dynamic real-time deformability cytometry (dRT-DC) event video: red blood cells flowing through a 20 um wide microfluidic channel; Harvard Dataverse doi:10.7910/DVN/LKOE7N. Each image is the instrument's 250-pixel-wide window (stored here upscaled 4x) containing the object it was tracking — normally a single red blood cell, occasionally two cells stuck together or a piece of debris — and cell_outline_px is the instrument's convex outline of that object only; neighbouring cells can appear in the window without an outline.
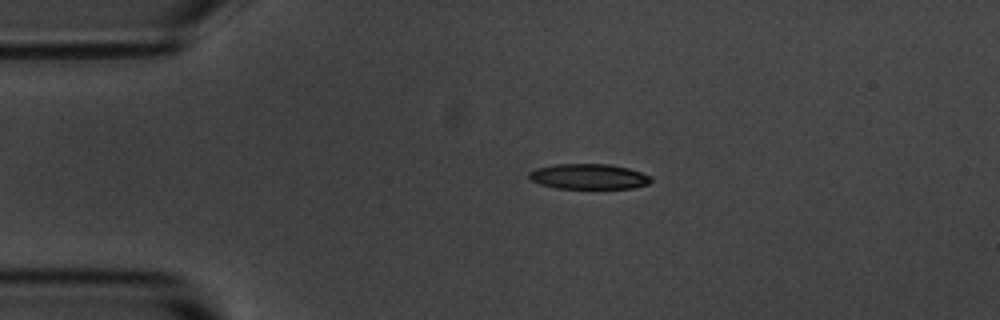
{"species": "common noctule bat (a hibernating species)", "species_latin": "Nyctalus noctula", "temperature_condition": "room temperature", "stored_images_in_passage": 45, "camera_frame_rate_fps": 3000, "um_per_image_px": 0.085, "animal": {"sex": "male", "body_mass_g": 20.1, "forearm_length_mm": 53.5}, "frame": {"image": 1, "passage_image": 1, "time_ms": 0.0, "image_size_px": [1000, 320], "cell_outline_px": [[652, 180], [648, 184], [632, 188], [556, 188], [540, 184], [532, 180], [528, 176], [528, 172], [536, 168], [552, 164], [612, 164], [628, 168], [652, 176]], "centroid_in_image_um": [50.04, 14.99], "position_along_channel_um": 35.0, "area_um2": 18.03}}
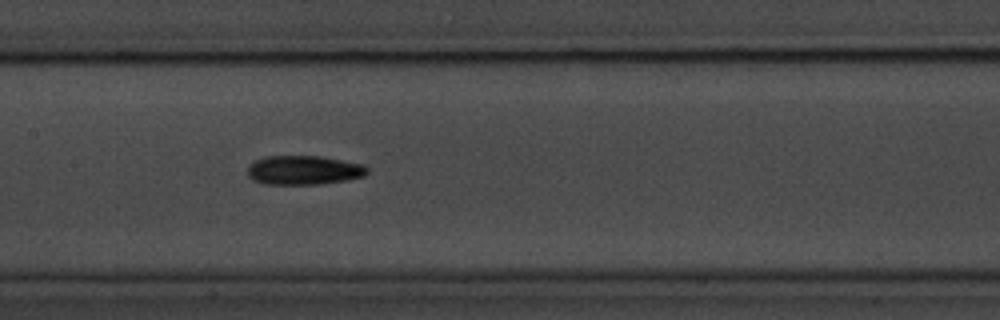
{"frame": {"image": 2, "passage_image": 16, "time_ms": 5.0, "image_size_px": [1000, 320], "cell_outline_px": [[368, 172], [364, 176], [344, 180], [320, 184], [264, 184], [252, 180], [248, 176], [248, 164], [264, 156], [320, 156], [364, 164], [368, 168]], "centroid_in_image_um": [25.8, 14.46], "position_along_channel_um": 181.6, "area_um2": 20.4}}
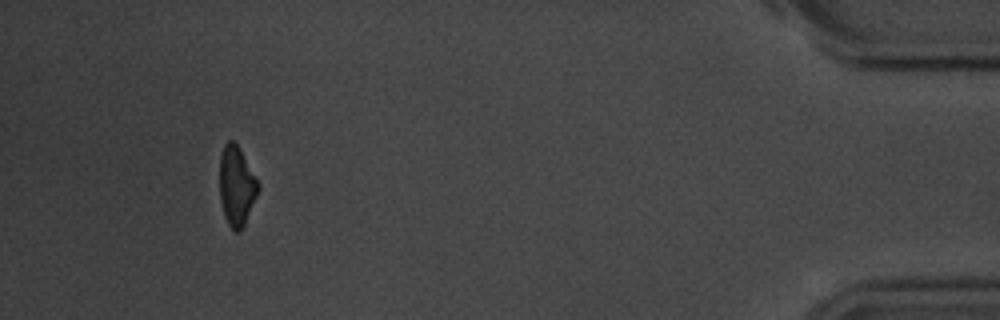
{"frame": {"image": 3, "passage_image": 41, "time_ms": 13.333, "image_size_px": [1000, 320], "cell_outline_px": [[260, 188], [244, 224], [240, 232], [236, 232], [228, 224], [224, 216], [220, 200], [220, 156], [224, 144], [228, 140], [232, 140], [240, 148], [260, 184]], "centroid_in_image_um": [20.11, 15.79], "position_along_channel_um": 415.1, "area_um2": 17.86}, "authors_computed_cell_mechanics": {"area_um2": 19.0162, "velocity_mm_per_s": 3.6128, "shape_relaxation_time_tau1_ms": 5.0137, "shape_relaxation_time_tau2_ms": 8.7953, "deformation_change_tau1": 0.1585, "deformation_change_tau2": 0.1975}}